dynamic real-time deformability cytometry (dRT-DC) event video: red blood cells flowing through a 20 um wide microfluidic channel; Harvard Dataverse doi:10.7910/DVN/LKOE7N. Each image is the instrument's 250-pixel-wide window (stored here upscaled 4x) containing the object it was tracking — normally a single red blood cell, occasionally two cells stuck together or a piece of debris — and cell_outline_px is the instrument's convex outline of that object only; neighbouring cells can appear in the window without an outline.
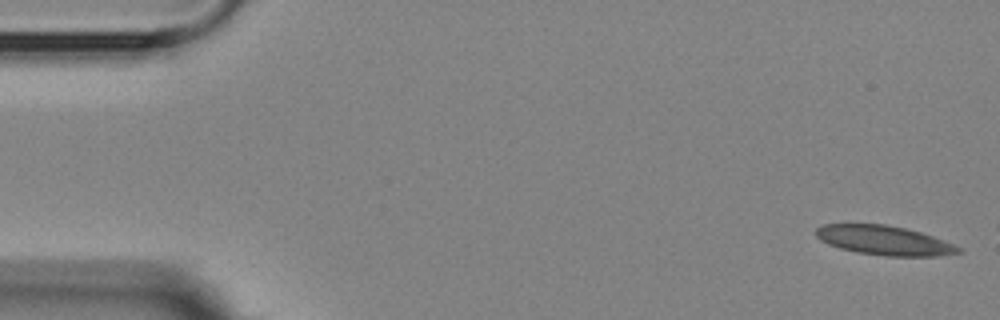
{"species": "Egyptian fruit bat (a non-hibernating species)", "species_latin": "Rousettus aegyptiacus", "temperature_condition": "room temperature", "stored_images_in_passage": 3, "camera_frame_rate_fps": 3000, "um_per_image_px": 0.085, "animal": {"sex": "female"}, "frame": {"image": 1, "passage_image": 1, "time_ms": 0.0, "image_size_px": [1000, 320], "cell_outline_px": [[964, 248], [960, 252], [936, 256], [884, 256], [856, 252], [840, 248], [828, 244], [820, 240], [816, 236], [816, 228], [824, 224], [884, 224], [904, 228], [920, 232], [932, 236]], "centroid_in_image_um": [75.14, 20.43], "position_along_channel_um": 9.9, "area_um2": 24.28}}